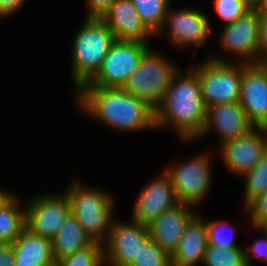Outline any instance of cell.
I'll list each match as a JSON object with an SVG mask.
<instances>
[{"label": "cell", "mask_w": 267, "mask_h": 266, "mask_svg": "<svg viewBox=\"0 0 267 266\" xmlns=\"http://www.w3.org/2000/svg\"><path fill=\"white\" fill-rule=\"evenodd\" d=\"M78 91L82 109L117 129L155 127L154 109L123 88L82 86Z\"/></svg>", "instance_id": "obj_1"}, {"label": "cell", "mask_w": 267, "mask_h": 266, "mask_svg": "<svg viewBox=\"0 0 267 266\" xmlns=\"http://www.w3.org/2000/svg\"><path fill=\"white\" fill-rule=\"evenodd\" d=\"M177 74L154 110L155 128L171 124L178 129L181 138L187 140L202 134L207 109L196 73L189 70L186 77L176 81Z\"/></svg>", "instance_id": "obj_2"}, {"label": "cell", "mask_w": 267, "mask_h": 266, "mask_svg": "<svg viewBox=\"0 0 267 266\" xmlns=\"http://www.w3.org/2000/svg\"><path fill=\"white\" fill-rule=\"evenodd\" d=\"M76 35L72 53L73 77L79 90L97 73L116 38L97 17H87Z\"/></svg>", "instance_id": "obj_3"}, {"label": "cell", "mask_w": 267, "mask_h": 266, "mask_svg": "<svg viewBox=\"0 0 267 266\" xmlns=\"http://www.w3.org/2000/svg\"><path fill=\"white\" fill-rule=\"evenodd\" d=\"M172 65L149 49L122 88L155 110L167 92L172 78L179 72Z\"/></svg>", "instance_id": "obj_4"}, {"label": "cell", "mask_w": 267, "mask_h": 266, "mask_svg": "<svg viewBox=\"0 0 267 266\" xmlns=\"http://www.w3.org/2000/svg\"><path fill=\"white\" fill-rule=\"evenodd\" d=\"M194 72L198 77L206 109L213 105L239 102L242 62L239 66H234L222 59L211 58Z\"/></svg>", "instance_id": "obj_5"}, {"label": "cell", "mask_w": 267, "mask_h": 266, "mask_svg": "<svg viewBox=\"0 0 267 266\" xmlns=\"http://www.w3.org/2000/svg\"><path fill=\"white\" fill-rule=\"evenodd\" d=\"M71 213L94 242L101 243L102 234L111 228L112 198L106 193L84 189L73 183L67 191Z\"/></svg>", "instance_id": "obj_6"}, {"label": "cell", "mask_w": 267, "mask_h": 266, "mask_svg": "<svg viewBox=\"0 0 267 266\" xmlns=\"http://www.w3.org/2000/svg\"><path fill=\"white\" fill-rule=\"evenodd\" d=\"M148 50L144 42L116 40L97 73L83 86L122 88Z\"/></svg>", "instance_id": "obj_7"}, {"label": "cell", "mask_w": 267, "mask_h": 266, "mask_svg": "<svg viewBox=\"0 0 267 266\" xmlns=\"http://www.w3.org/2000/svg\"><path fill=\"white\" fill-rule=\"evenodd\" d=\"M25 211V228L32 234L52 240L71 214V206L64 196H42Z\"/></svg>", "instance_id": "obj_8"}, {"label": "cell", "mask_w": 267, "mask_h": 266, "mask_svg": "<svg viewBox=\"0 0 267 266\" xmlns=\"http://www.w3.org/2000/svg\"><path fill=\"white\" fill-rule=\"evenodd\" d=\"M209 164V159L205 155L167 170L179 203L190 207L203 199L211 182Z\"/></svg>", "instance_id": "obj_9"}, {"label": "cell", "mask_w": 267, "mask_h": 266, "mask_svg": "<svg viewBox=\"0 0 267 266\" xmlns=\"http://www.w3.org/2000/svg\"><path fill=\"white\" fill-rule=\"evenodd\" d=\"M105 241L104 259L112 266H129L137 257L140 249L150 239L147 225L133 222L132 224L110 225ZM107 256V257H106Z\"/></svg>", "instance_id": "obj_10"}, {"label": "cell", "mask_w": 267, "mask_h": 266, "mask_svg": "<svg viewBox=\"0 0 267 266\" xmlns=\"http://www.w3.org/2000/svg\"><path fill=\"white\" fill-rule=\"evenodd\" d=\"M239 103L256 128H267V79L255 64L242 63Z\"/></svg>", "instance_id": "obj_11"}, {"label": "cell", "mask_w": 267, "mask_h": 266, "mask_svg": "<svg viewBox=\"0 0 267 266\" xmlns=\"http://www.w3.org/2000/svg\"><path fill=\"white\" fill-rule=\"evenodd\" d=\"M133 222L149 225L160 214L179 204L167 173L147 185L135 203Z\"/></svg>", "instance_id": "obj_12"}, {"label": "cell", "mask_w": 267, "mask_h": 266, "mask_svg": "<svg viewBox=\"0 0 267 266\" xmlns=\"http://www.w3.org/2000/svg\"><path fill=\"white\" fill-rule=\"evenodd\" d=\"M221 41L223 48L241 55L242 58L247 57L246 64H255L256 61L251 57H256L254 55L260 52L258 8H251L233 23L227 24Z\"/></svg>", "instance_id": "obj_13"}, {"label": "cell", "mask_w": 267, "mask_h": 266, "mask_svg": "<svg viewBox=\"0 0 267 266\" xmlns=\"http://www.w3.org/2000/svg\"><path fill=\"white\" fill-rule=\"evenodd\" d=\"M267 134V128H257ZM253 129L250 133L235 140L223 142V156L231 171L242 175L252 170L267 150V138Z\"/></svg>", "instance_id": "obj_14"}, {"label": "cell", "mask_w": 267, "mask_h": 266, "mask_svg": "<svg viewBox=\"0 0 267 266\" xmlns=\"http://www.w3.org/2000/svg\"><path fill=\"white\" fill-rule=\"evenodd\" d=\"M187 206V204L179 203L164 211L148 225L150 238L170 256L178 248L186 227L195 217Z\"/></svg>", "instance_id": "obj_15"}, {"label": "cell", "mask_w": 267, "mask_h": 266, "mask_svg": "<svg viewBox=\"0 0 267 266\" xmlns=\"http://www.w3.org/2000/svg\"><path fill=\"white\" fill-rule=\"evenodd\" d=\"M116 40L146 43L152 33L146 28L132 0H115L101 16Z\"/></svg>", "instance_id": "obj_16"}, {"label": "cell", "mask_w": 267, "mask_h": 266, "mask_svg": "<svg viewBox=\"0 0 267 266\" xmlns=\"http://www.w3.org/2000/svg\"><path fill=\"white\" fill-rule=\"evenodd\" d=\"M213 124L224 142L243 137L255 129L239 102L213 105L207 108L206 123L202 134H205Z\"/></svg>", "instance_id": "obj_17"}, {"label": "cell", "mask_w": 267, "mask_h": 266, "mask_svg": "<svg viewBox=\"0 0 267 266\" xmlns=\"http://www.w3.org/2000/svg\"><path fill=\"white\" fill-rule=\"evenodd\" d=\"M170 23L171 39L178 45L196 44L202 46L209 34V22L207 15L200 11L181 10L168 17Z\"/></svg>", "instance_id": "obj_18"}, {"label": "cell", "mask_w": 267, "mask_h": 266, "mask_svg": "<svg viewBox=\"0 0 267 266\" xmlns=\"http://www.w3.org/2000/svg\"><path fill=\"white\" fill-rule=\"evenodd\" d=\"M207 247L206 223L195 216L186 227L178 248L171 256L172 266H193L199 261H204Z\"/></svg>", "instance_id": "obj_19"}, {"label": "cell", "mask_w": 267, "mask_h": 266, "mask_svg": "<svg viewBox=\"0 0 267 266\" xmlns=\"http://www.w3.org/2000/svg\"><path fill=\"white\" fill-rule=\"evenodd\" d=\"M11 245L14 254V266L55 265L51 241L32 234L26 228Z\"/></svg>", "instance_id": "obj_20"}, {"label": "cell", "mask_w": 267, "mask_h": 266, "mask_svg": "<svg viewBox=\"0 0 267 266\" xmlns=\"http://www.w3.org/2000/svg\"><path fill=\"white\" fill-rule=\"evenodd\" d=\"M93 243L94 241L71 213L51 240L53 258L56 262Z\"/></svg>", "instance_id": "obj_21"}, {"label": "cell", "mask_w": 267, "mask_h": 266, "mask_svg": "<svg viewBox=\"0 0 267 266\" xmlns=\"http://www.w3.org/2000/svg\"><path fill=\"white\" fill-rule=\"evenodd\" d=\"M13 198L0 210V243H13L25 229V211L19 210Z\"/></svg>", "instance_id": "obj_22"}, {"label": "cell", "mask_w": 267, "mask_h": 266, "mask_svg": "<svg viewBox=\"0 0 267 266\" xmlns=\"http://www.w3.org/2000/svg\"><path fill=\"white\" fill-rule=\"evenodd\" d=\"M168 1L169 0H132L144 25L153 35L158 33L163 27V23L166 22Z\"/></svg>", "instance_id": "obj_23"}, {"label": "cell", "mask_w": 267, "mask_h": 266, "mask_svg": "<svg viewBox=\"0 0 267 266\" xmlns=\"http://www.w3.org/2000/svg\"><path fill=\"white\" fill-rule=\"evenodd\" d=\"M246 176L245 207L267 190V150L257 165Z\"/></svg>", "instance_id": "obj_24"}, {"label": "cell", "mask_w": 267, "mask_h": 266, "mask_svg": "<svg viewBox=\"0 0 267 266\" xmlns=\"http://www.w3.org/2000/svg\"><path fill=\"white\" fill-rule=\"evenodd\" d=\"M206 266H248L245 251L240 248L223 249L208 245L205 250Z\"/></svg>", "instance_id": "obj_25"}, {"label": "cell", "mask_w": 267, "mask_h": 266, "mask_svg": "<svg viewBox=\"0 0 267 266\" xmlns=\"http://www.w3.org/2000/svg\"><path fill=\"white\" fill-rule=\"evenodd\" d=\"M103 245H92L55 262V266H100L104 259Z\"/></svg>", "instance_id": "obj_26"}, {"label": "cell", "mask_w": 267, "mask_h": 266, "mask_svg": "<svg viewBox=\"0 0 267 266\" xmlns=\"http://www.w3.org/2000/svg\"><path fill=\"white\" fill-rule=\"evenodd\" d=\"M129 266H172L171 256L150 238Z\"/></svg>", "instance_id": "obj_27"}, {"label": "cell", "mask_w": 267, "mask_h": 266, "mask_svg": "<svg viewBox=\"0 0 267 266\" xmlns=\"http://www.w3.org/2000/svg\"><path fill=\"white\" fill-rule=\"evenodd\" d=\"M214 7L227 24L233 23L252 8L245 0H215Z\"/></svg>", "instance_id": "obj_28"}, {"label": "cell", "mask_w": 267, "mask_h": 266, "mask_svg": "<svg viewBox=\"0 0 267 266\" xmlns=\"http://www.w3.org/2000/svg\"><path fill=\"white\" fill-rule=\"evenodd\" d=\"M223 225V222H207L208 245L217 246L223 249L239 248L231 237L222 234L223 228L221 229V227Z\"/></svg>", "instance_id": "obj_29"}, {"label": "cell", "mask_w": 267, "mask_h": 266, "mask_svg": "<svg viewBox=\"0 0 267 266\" xmlns=\"http://www.w3.org/2000/svg\"><path fill=\"white\" fill-rule=\"evenodd\" d=\"M245 211L251 212L252 223L255 227H261L267 222V190L259 197L251 201Z\"/></svg>", "instance_id": "obj_30"}, {"label": "cell", "mask_w": 267, "mask_h": 266, "mask_svg": "<svg viewBox=\"0 0 267 266\" xmlns=\"http://www.w3.org/2000/svg\"><path fill=\"white\" fill-rule=\"evenodd\" d=\"M258 228L264 231L266 239L257 240L253 246L250 245L248 253L245 251V256H246V261H247L248 266H251V264L249 263L250 261L249 257L251 254H253V256L257 258L259 257V258L264 259L267 263V232L262 227H258Z\"/></svg>", "instance_id": "obj_31"}, {"label": "cell", "mask_w": 267, "mask_h": 266, "mask_svg": "<svg viewBox=\"0 0 267 266\" xmlns=\"http://www.w3.org/2000/svg\"><path fill=\"white\" fill-rule=\"evenodd\" d=\"M259 48L267 55V11L258 8Z\"/></svg>", "instance_id": "obj_32"}, {"label": "cell", "mask_w": 267, "mask_h": 266, "mask_svg": "<svg viewBox=\"0 0 267 266\" xmlns=\"http://www.w3.org/2000/svg\"><path fill=\"white\" fill-rule=\"evenodd\" d=\"M114 2L115 0H87L90 10L87 17L101 18Z\"/></svg>", "instance_id": "obj_33"}, {"label": "cell", "mask_w": 267, "mask_h": 266, "mask_svg": "<svg viewBox=\"0 0 267 266\" xmlns=\"http://www.w3.org/2000/svg\"><path fill=\"white\" fill-rule=\"evenodd\" d=\"M0 266H14L13 249L9 243H0Z\"/></svg>", "instance_id": "obj_34"}, {"label": "cell", "mask_w": 267, "mask_h": 266, "mask_svg": "<svg viewBox=\"0 0 267 266\" xmlns=\"http://www.w3.org/2000/svg\"><path fill=\"white\" fill-rule=\"evenodd\" d=\"M24 0H0V16H8L22 5Z\"/></svg>", "instance_id": "obj_35"}, {"label": "cell", "mask_w": 267, "mask_h": 266, "mask_svg": "<svg viewBox=\"0 0 267 266\" xmlns=\"http://www.w3.org/2000/svg\"><path fill=\"white\" fill-rule=\"evenodd\" d=\"M263 56H260L262 57L261 60L257 59L255 65L260 69V71L265 75V78L267 79V55Z\"/></svg>", "instance_id": "obj_36"}, {"label": "cell", "mask_w": 267, "mask_h": 266, "mask_svg": "<svg viewBox=\"0 0 267 266\" xmlns=\"http://www.w3.org/2000/svg\"><path fill=\"white\" fill-rule=\"evenodd\" d=\"M10 195L0 190V210L14 198Z\"/></svg>", "instance_id": "obj_37"}, {"label": "cell", "mask_w": 267, "mask_h": 266, "mask_svg": "<svg viewBox=\"0 0 267 266\" xmlns=\"http://www.w3.org/2000/svg\"><path fill=\"white\" fill-rule=\"evenodd\" d=\"M252 8H258L263 3V0H245Z\"/></svg>", "instance_id": "obj_38"}, {"label": "cell", "mask_w": 267, "mask_h": 266, "mask_svg": "<svg viewBox=\"0 0 267 266\" xmlns=\"http://www.w3.org/2000/svg\"><path fill=\"white\" fill-rule=\"evenodd\" d=\"M258 8L267 11V0H263V3Z\"/></svg>", "instance_id": "obj_39"}, {"label": "cell", "mask_w": 267, "mask_h": 266, "mask_svg": "<svg viewBox=\"0 0 267 266\" xmlns=\"http://www.w3.org/2000/svg\"><path fill=\"white\" fill-rule=\"evenodd\" d=\"M261 227L267 232V222H265Z\"/></svg>", "instance_id": "obj_40"}]
</instances>
